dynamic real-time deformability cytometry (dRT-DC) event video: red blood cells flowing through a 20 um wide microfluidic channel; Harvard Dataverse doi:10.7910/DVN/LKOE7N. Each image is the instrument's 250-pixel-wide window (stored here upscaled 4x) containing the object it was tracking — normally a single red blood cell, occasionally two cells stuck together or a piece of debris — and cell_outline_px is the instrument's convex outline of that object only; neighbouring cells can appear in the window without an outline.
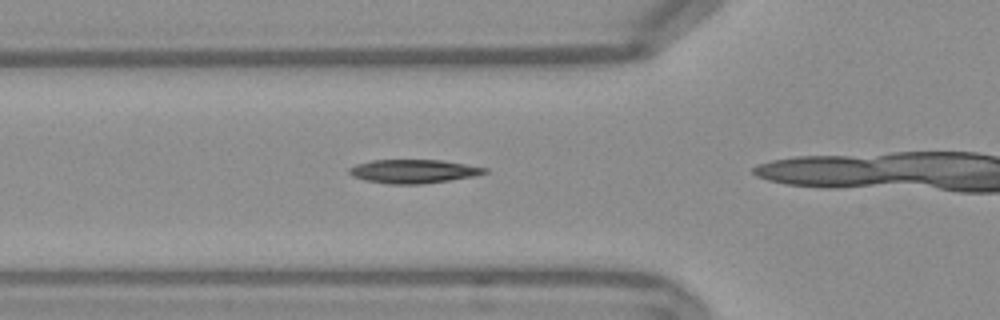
{"species": "Egyptian fruit bat (a non-hibernating species)", "species_latin": "Rousettus aegyptiacus", "temperature_condition": "warm", "stored_images_in_passage": 11, "camera_frame_rate_fps": 3000, "um_per_image_px": 0.085, "frame": {"image": 1, "passage_image": 4, "time_ms": 1.0, "image_size_px": [1000, 320], "cell_outline_px": [[488, 172], [476, 176], [420, 184], [388, 184], [364, 180], [352, 176], [348, 172], [348, 168], [356, 164], [372, 160], [440, 160], [488, 168]], "centroid_in_image_um": [35.12, 14.56], "position_along_channel_um": 90.7, "area_um2": 18.67}}
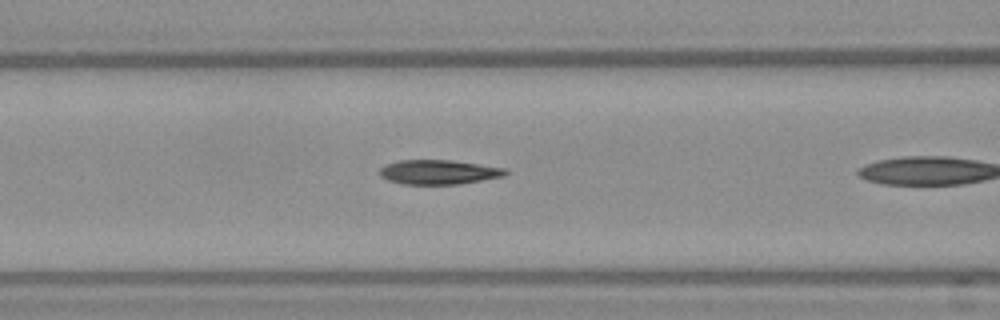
{"frame": {"image": 2, "passage_image": 7, "time_ms": 2.0, "image_size_px": [1000, 320], "cell_outline_px": [[508, 172], [504, 176], [460, 184], [400, 184], [388, 180], [380, 176], [380, 168], [396, 160], [452, 160], [508, 168]], "centroid_in_image_um": [37.31, 14.62], "position_along_channel_um": 129.3, "area_um2": 18.03}}
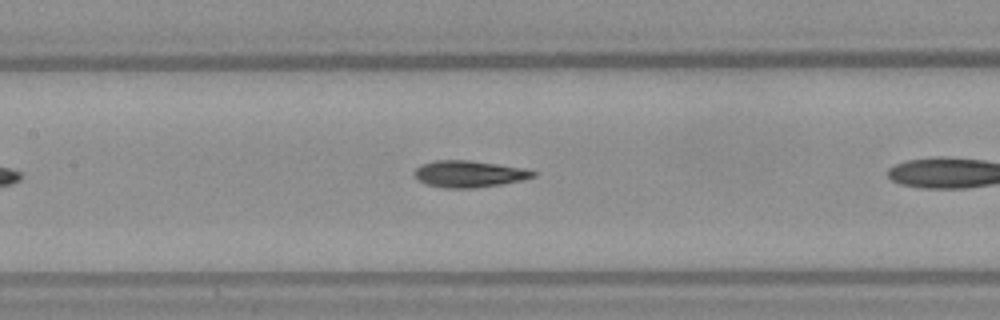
{"frame": {"image": 3, "passage_image": 10, "time_ms": 3.0, "image_size_px": [1000, 320], "cell_outline_px": [[536, 176], [520, 180], [500, 184], [472, 188], [444, 188], [424, 184], [412, 172], [420, 164], [436, 160], [468, 160], [528, 168], [536, 172]], "centroid_in_image_um": [39.86, 14.77], "position_along_channel_um": 167.5, "area_um2": 18.5}}